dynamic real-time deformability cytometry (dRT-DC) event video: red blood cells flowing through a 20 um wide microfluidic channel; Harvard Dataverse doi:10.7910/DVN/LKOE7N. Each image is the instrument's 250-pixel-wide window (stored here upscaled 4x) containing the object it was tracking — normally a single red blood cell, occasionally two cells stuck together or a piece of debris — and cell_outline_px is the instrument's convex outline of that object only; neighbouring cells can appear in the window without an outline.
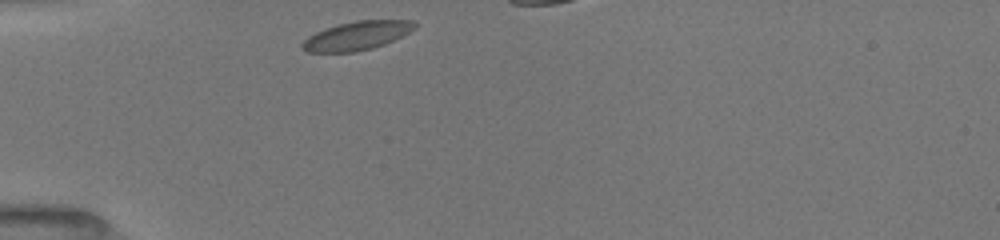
{"species": "common noctule bat (a hibernating species)", "species_latin": "Nyctalus noctula", "temperature_condition": "room temperature", "stored_images_in_passage": 30, "camera_frame_rate_fps": 3000, "um_per_image_px": 0.085, "animal": {"sex": "female", "body_mass_g": 19.5, "forearm_length_mm": 54.1}, "frame": {"image": 1, "passage_image": 1, "time_ms": 0.0, "image_size_px": [1000, 240], "cell_outline_px": [[416, 28], [384, 44], [372, 48], [356, 52], [308, 52], [300, 48], [300, 44], [308, 36], [324, 28], [336, 24], [356, 20], [412, 20], [416, 24]], "centroid_in_image_um": [30.28, 3.03], "position_along_channel_um": 54.7, "area_um2": 18.84}}
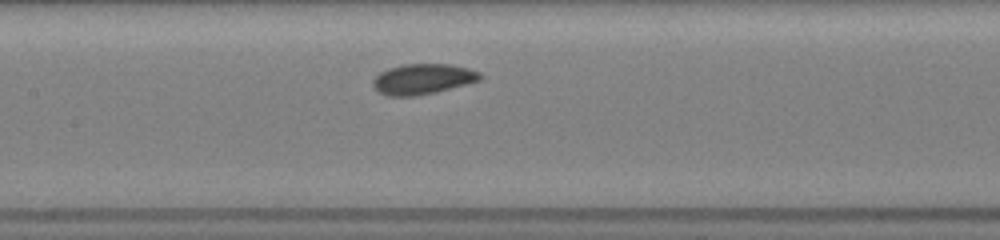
{"frame": {"image": 2, "passage_image": 11, "time_ms": 3.333, "image_size_px": [1000, 240], "cell_outline_px": [[484, 76], [480, 80], [468, 84], [436, 92], [416, 96], [388, 96], [376, 92], [372, 88], [372, 80], [380, 72], [388, 68], [404, 64], [452, 64], [468, 68], [480, 72]], "centroid_in_image_um": [35.92, 6.72], "position_along_channel_um": 171.5, "area_um2": 19.36}}
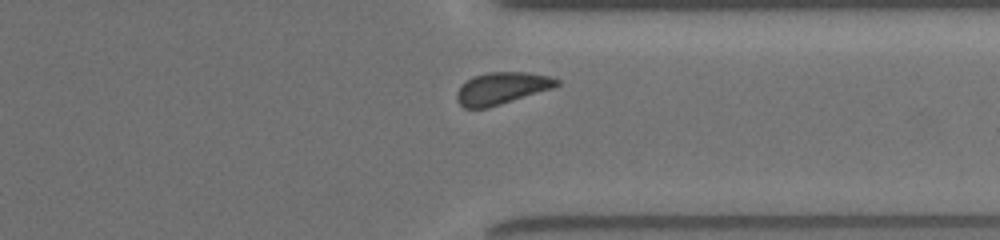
{"frame": {"image": 3, "passage_image": 26, "time_ms": 8.333, "image_size_px": [1000, 240], "cell_outline_px": [[560, 84], [552, 88], [488, 108], [464, 108], [456, 100], [456, 92], [460, 84], [472, 76], [488, 72], [524, 72], [548, 76], [560, 80]], "centroid_in_image_um": [42.59, 7.5], "position_along_channel_um": 368.8, "area_um2": 18.67}}